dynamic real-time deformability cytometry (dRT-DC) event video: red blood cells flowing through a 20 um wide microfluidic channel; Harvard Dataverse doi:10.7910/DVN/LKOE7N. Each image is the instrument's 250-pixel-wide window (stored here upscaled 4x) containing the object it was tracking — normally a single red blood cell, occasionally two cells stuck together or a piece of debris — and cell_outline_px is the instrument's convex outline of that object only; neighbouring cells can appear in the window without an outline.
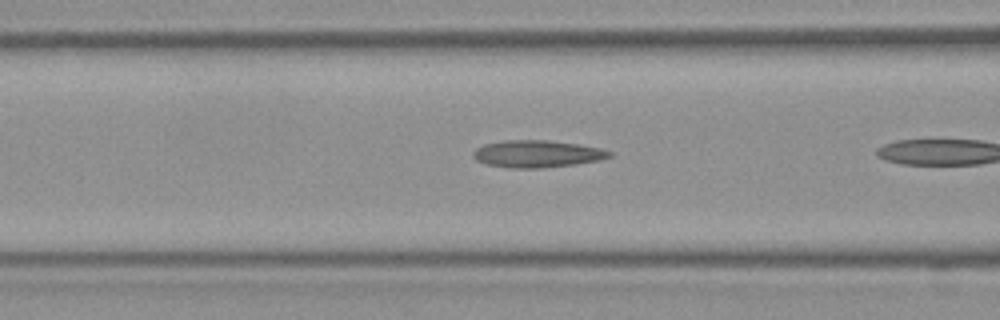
{"species": "Egyptian fruit bat (a non-hibernating species)", "species_latin": "Rousettus aegyptiacus", "temperature_condition": "room temperature", "stored_images_in_passage": 7, "camera_frame_rate_fps": 3000, "um_per_image_px": 0.085, "frame": {"image": 1, "passage_image": 6, "time_ms": 1.667, "image_size_px": [1000, 320], "cell_outline_px": [[612, 156], [600, 160], [576, 164], [540, 168], [512, 168], [488, 164], [476, 160], [472, 156], [472, 152], [476, 148], [484, 144], [504, 140], [548, 140], [576, 144], [600, 148], [612, 152]], "centroid_in_image_um": [45.64, 13.07], "position_along_channel_um": 121.0, "area_um2": 21.5}}